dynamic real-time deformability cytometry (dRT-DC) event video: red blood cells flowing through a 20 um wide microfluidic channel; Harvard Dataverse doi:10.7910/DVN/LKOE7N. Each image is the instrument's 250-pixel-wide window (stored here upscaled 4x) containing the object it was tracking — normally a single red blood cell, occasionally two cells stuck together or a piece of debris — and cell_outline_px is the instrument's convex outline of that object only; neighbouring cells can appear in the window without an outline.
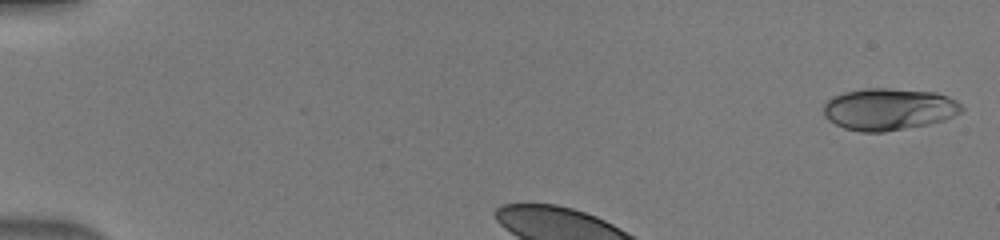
{"species": "human", "species_latin": "Homo sapiens", "temperature_condition": "warm", "stored_images_in_passage": 34, "camera_frame_rate_fps": 3000, "um_per_image_px": 0.085, "donor": {"sex": "male"}, "frame": {"image": 1, "passage_image": 1, "time_ms": 0.0, "image_size_px": [1000, 240], "cell_outline_px": [[964, 108], [960, 112], [944, 120], [928, 124], [884, 132], [860, 132], [844, 128], [828, 120], [824, 116], [824, 104], [832, 96], [844, 92], [864, 88], [888, 88], [936, 92], [948, 96], [956, 100]], "centroid_in_image_um": [75.53, 9.27], "position_along_channel_um": 9.5, "area_um2": 33.81}}